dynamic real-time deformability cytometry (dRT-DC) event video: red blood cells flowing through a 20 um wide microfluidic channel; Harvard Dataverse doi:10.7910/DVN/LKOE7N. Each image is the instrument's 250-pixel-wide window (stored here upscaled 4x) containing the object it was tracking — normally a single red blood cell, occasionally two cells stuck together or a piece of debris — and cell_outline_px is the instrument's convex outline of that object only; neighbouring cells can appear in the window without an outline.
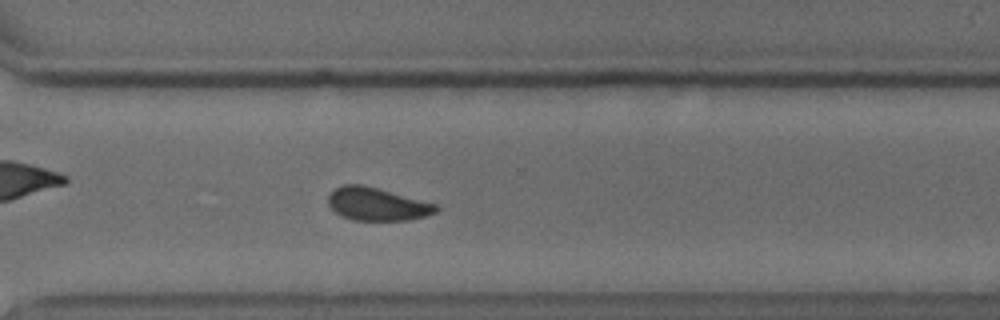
{"species": "common noctule bat (a hibernating species)", "species_latin": "Nyctalus noctula", "temperature_condition": "cold", "stored_images_in_passage": 55, "camera_frame_rate_fps": 3000, "um_per_image_px": 0.085, "animal": {"sex": "male", "body_mass_g": 18.8}, "frame": {"image": 1, "passage_image": 40, "time_ms": 13.0, "image_size_px": [1000, 320], "cell_outline_px": [[440, 208], [436, 212], [424, 216], [408, 220], [352, 220], [340, 216], [328, 204], [328, 196], [336, 188], [344, 184], [360, 184], [376, 188], [436, 204]], "centroid_in_image_um": [32.03, 17.36], "position_along_channel_um": 338.6, "area_um2": 20.4}, "authors_computed_cell_mechanics": {"area_um2": 20.9814, "velocity_mm_per_s": 3.6913, "shape_relaxation_time_tau1_ms": 2.9702, "shape_relaxation_time_tau2_ms": 2.0922, "deformation_change_tau1": 0.0798, "deformation_change_tau2": 0.059}}